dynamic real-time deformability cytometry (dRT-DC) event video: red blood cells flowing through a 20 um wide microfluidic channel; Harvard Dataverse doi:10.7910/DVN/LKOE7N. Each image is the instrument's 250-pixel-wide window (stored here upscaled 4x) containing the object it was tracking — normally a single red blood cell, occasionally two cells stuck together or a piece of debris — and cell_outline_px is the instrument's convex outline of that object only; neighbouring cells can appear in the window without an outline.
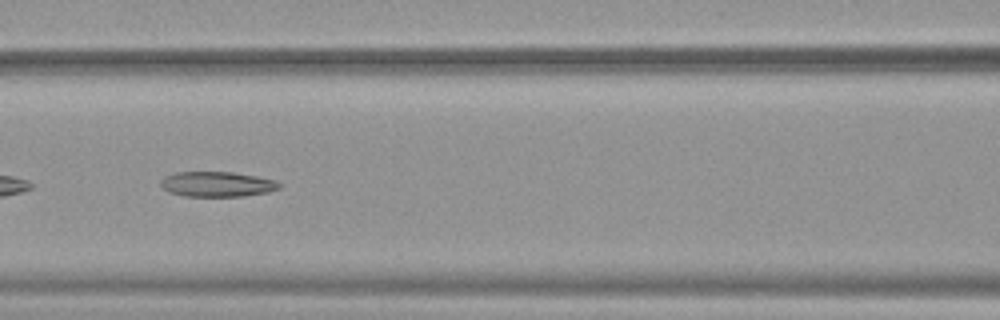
{"species": "common noctule bat (a hibernating species)", "species_latin": "Nyctalus noctula", "temperature_condition": "warm", "stored_images_in_passage": 52, "camera_frame_rate_fps": 3000, "um_per_image_px": 0.085, "animal": {"sex": "female", "body_mass_g": 19.9}, "frame": {"image": 1, "passage_image": 23, "time_ms": 7.333, "image_size_px": [1000, 320], "cell_outline_px": [[280, 188], [268, 192], [244, 196], [184, 196], [168, 192], [160, 184], [160, 180], [164, 176], [176, 172], [232, 172], [256, 176], [276, 180], [280, 184]], "centroid_in_image_um": [18.44, 15.65], "position_along_channel_um": 148.2, "area_um2": 17.4}}
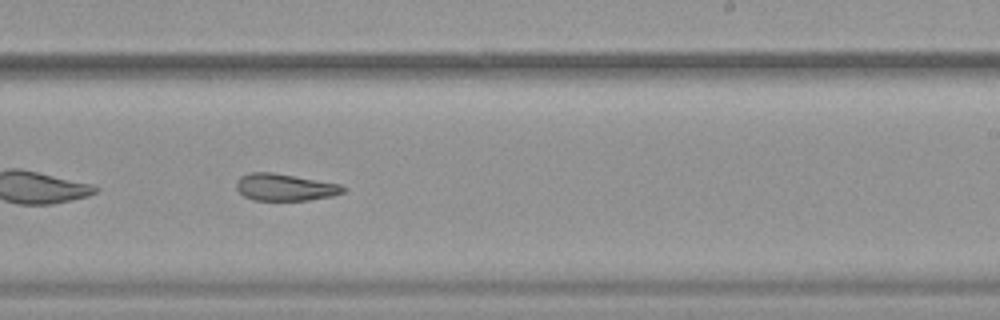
{"frame": {"image": 2, "passage_image": 32, "time_ms": 10.333, "image_size_px": [1000, 320], "cell_outline_px": [[348, 188], [344, 192], [332, 196], [308, 200], [252, 200], [244, 196], [236, 188], [236, 180], [240, 176], [248, 172], [272, 172], [340, 184]], "centroid_in_image_um": [24.2, 15.91], "position_along_channel_um": 264.8, "area_um2": 16.88}}
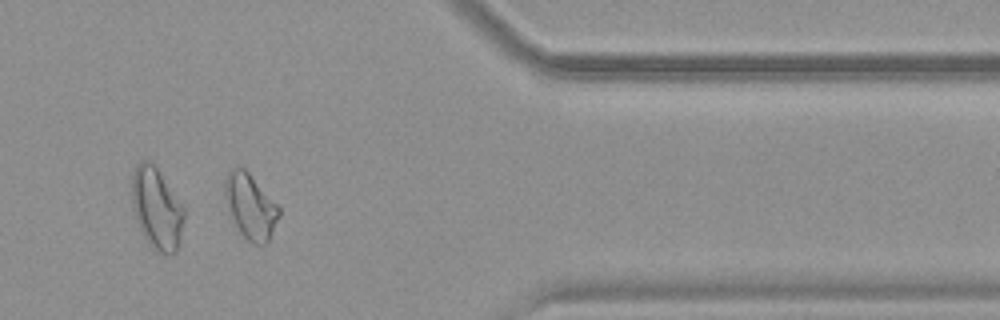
{"frame": {"image": 3, "passage_image": 43, "time_ms": 14.0, "image_size_px": [1000, 320], "cell_outline_px": [[280, 216], [268, 244], [252, 244], [240, 232], [232, 216], [224, 192], [224, 180], [228, 172], [232, 168], [244, 168], [248, 172], [280, 208]], "centroid_in_image_um": [21.31, 17.56], "position_along_channel_um": 390.1, "area_um2": 20.11}, "authors_computed_cell_mechanics": {"area_um2": 20.2589, "velocity_mm_per_s": 3.9076, "shape_relaxation_time_tau1_ms": null, "shape_relaxation_time_tau2_ms": 2.8077, "deformation_change_tau1": null, "deformation_change_tau2": 0.1156}}